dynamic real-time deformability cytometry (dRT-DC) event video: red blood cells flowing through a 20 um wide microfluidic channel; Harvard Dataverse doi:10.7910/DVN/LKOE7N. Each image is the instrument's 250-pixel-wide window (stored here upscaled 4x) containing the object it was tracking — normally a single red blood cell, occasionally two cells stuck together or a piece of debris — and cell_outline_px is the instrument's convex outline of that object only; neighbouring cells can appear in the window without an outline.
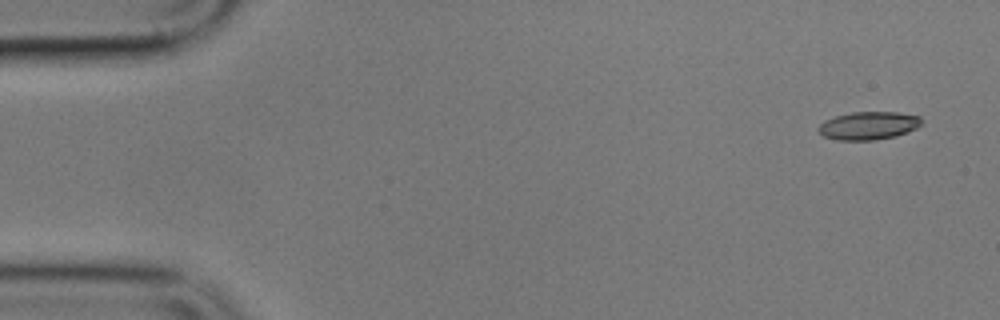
{"species": "common noctule bat (a hibernating species)", "species_latin": "Nyctalus noctula", "temperature_condition": "cold", "stored_images_in_passage": 5, "segment_of_instrument_passage": [1, 2], "camera_frame_rate_fps": 3000, "um_per_image_px": 0.085, "animal": {"sex": "male", "body_mass_g": 17.9}, "frame": {"image": 1, "passage_image": 1, "time_ms": 0.0, "image_size_px": [1000, 320], "cell_outline_px": [[920, 124], [916, 128], [896, 136], [872, 140], [836, 140], [824, 136], [816, 128], [824, 120], [836, 116], [852, 112], [896, 112], [920, 116]], "centroid_in_image_um": [73.79, 10.68], "position_along_channel_um": 11.2, "area_um2": 16.7}}
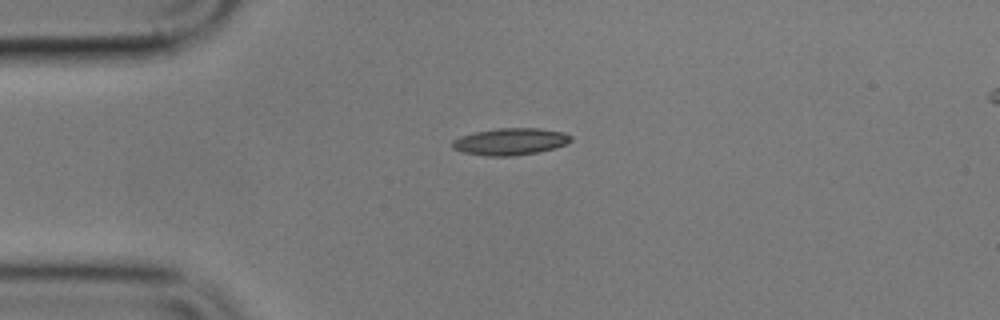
{"frame": {"image": 2, "passage_image": 3, "time_ms": 3.667, "image_size_px": [1000, 320], "cell_outline_px": [[572, 140], [556, 148], [536, 152], [512, 156], [488, 156], [464, 152], [452, 148], [452, 140], [460, 136], [476, 132], [496, 128], [540, 128], [564, 132], [572, 136]], "centroid_in_image_um": [43.38, 12.02], "position_along_channel_um": 41.6, "area_um2": 18.55}}